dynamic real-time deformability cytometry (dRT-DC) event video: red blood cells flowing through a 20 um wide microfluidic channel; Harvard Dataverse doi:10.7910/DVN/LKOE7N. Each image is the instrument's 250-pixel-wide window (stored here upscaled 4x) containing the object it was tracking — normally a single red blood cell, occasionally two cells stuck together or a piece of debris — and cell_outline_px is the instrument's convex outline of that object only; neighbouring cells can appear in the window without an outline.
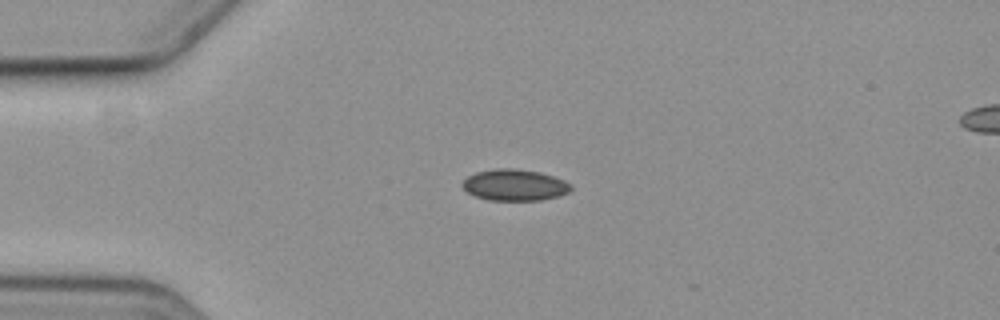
{"species": "common noctule bat (a hibernating species)", "species_latin": "Nyctalus noctula", "temperature_condition": "cold", "stored_images_in_passage": 16, "camera_frame_rate_fps": 3000, "um_per_image_px": 0.085, "animal": {"sex": "female", "body_mass_g": 19.3, "forearm_length_mm": 54.1}, "frame": {"image": 1, "passage_image": 1, "time_ms": 0.0, "image_size_px": [1000, 320], "cell_outline_px": [[572, 188], [568, 192], [560, 196], [540, 200], [488, 200], [476, 196], [468, 192], [460, 184], [468, 176], [476, 172], [496, 168], [516, 168], [540, 172], [564, 180], [572, 184]], "centroid_in_image_um": [43.76, 15.72], "position_along_channel_um": 41.2, "area_um2": 19.88}}
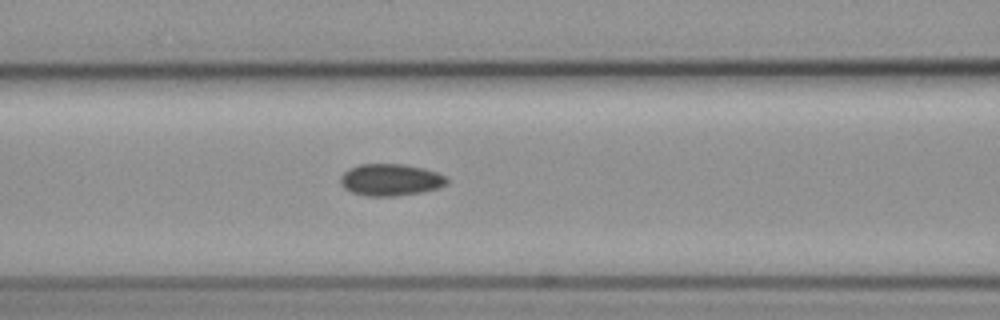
{"frame": {"image": 2, "passage_image": 11, "time_ms": 3.333, "image_size_px": [1000, 320], "cell_outline_px": [[448, 184], [424, 192], [392, 196], [368, 196], [352, 192], [344, 188], [340, 180], [340, 176], [348, 168], [360, 164], [404, 164], [424, 168], [448, 176]], "centroid_in_image_um": [33.21, 15.27], "position_along_channel_um": 133.4, "area_um2": 19.88}}
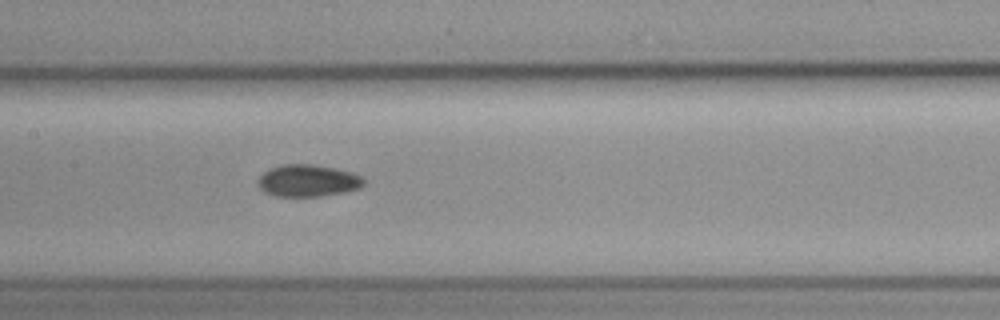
{"frame": {"image": 3, "passage_image": 15, "time_ms": 4.667, "image_size_px": [1000, 320], "cell_outline_px": [[364, 184], [360, 188], [344, 192], [320, 196], [276, 196], [264, 192], [256, 184], [256, 180], [264, 172], [280, 164], [312, 164], [336, 168], [352, 172], [360, 176], [364, 180]], "centroid_in_image_um": [26.15, 15.35], "position_along_channel_um": 181.3, "area_um2": 19.83}}